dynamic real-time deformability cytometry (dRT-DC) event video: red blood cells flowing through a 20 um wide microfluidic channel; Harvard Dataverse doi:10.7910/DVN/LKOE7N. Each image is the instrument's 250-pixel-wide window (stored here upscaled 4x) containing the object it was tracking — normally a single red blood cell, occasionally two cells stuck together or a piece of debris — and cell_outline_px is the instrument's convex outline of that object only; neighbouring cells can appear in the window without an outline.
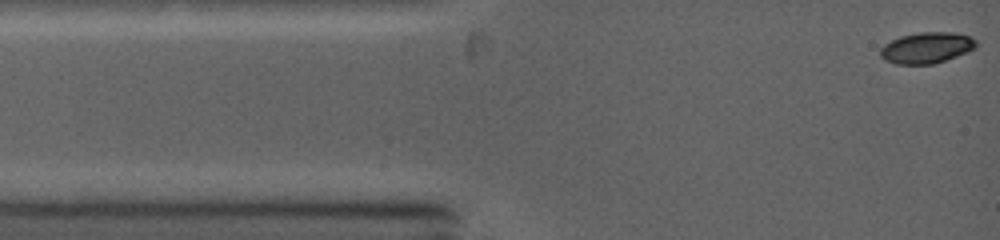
{"species": "common noctule bat (a hibernating species)", "species_latin": "Nyctalus noctula", "temperature_condition": "warm", "stored_images_in_passage": 25, "camera_frame_rate_fps": 5000, "um_per_image_px": 0.085, "animal": {"sex": "female", "body_mass_g": 19.0, "forearm_length_mm": 53.3}, "frame": {"image": 1, "passage_image": 1, "time_ms": 0.0, "image_size_px": [1000, 240], "cell_outline_px": [[976, 48], [968, 52], [932, 64], [896, 64], [884, 60], [880, 56], [880, 48], [884, 44], [900, 36], [920, 32], [952, 32], [968, 36], [976, 40]], "centroid_in_image_um": [78.74, 4.06], "position_along_channel_um": 6.3, "area_um2": 17.28}}
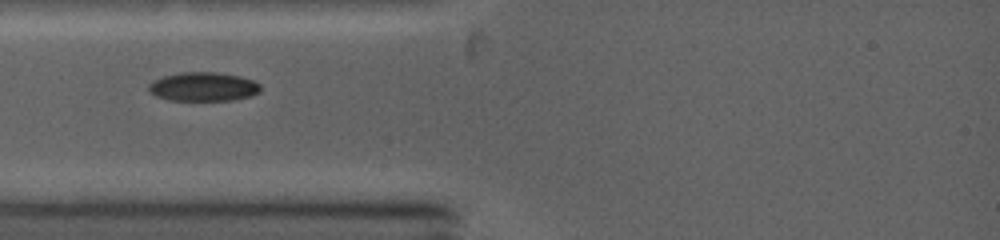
{"frame": {"image": 2, "passage_image": 10, "time_ms": 2.8, "image_size_px": [1000, 240], "cell_outline_px": [[260, 92], [252, 96], [232, 100], [168, 100], [156, 96], [148, 88], [148, 84], [152, 80], [164, 76], [180, 72], [216, 72], [240, 76], [252, 80], [260, 84]], "centroid_in_image_um": [17.28, 7.37], "position_along_channel_um": 67.7, "area_um2": 18.9}}
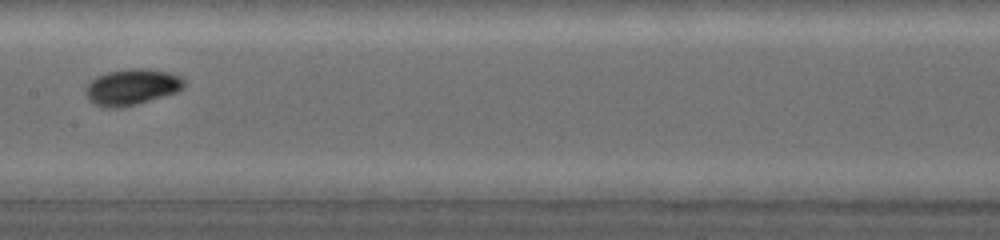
{"frame": {"image": 3, "passage_image": 17, "time_ms": 5.8, "image_size_px": [1000, 240], "cell_outline_px": [[184, 88], [176, 92], [136, 104], [120, 108], [104, 108], [88, 100], [88, 84], [92, 80], [108, 72], [132, 68], [140, 68], [168, 72], [180, 76], [184, 80]], "centroid_in_image_um": [11.24, 7.4], "position_along_channel_um": 196.2, "area_um2": 20.23}}